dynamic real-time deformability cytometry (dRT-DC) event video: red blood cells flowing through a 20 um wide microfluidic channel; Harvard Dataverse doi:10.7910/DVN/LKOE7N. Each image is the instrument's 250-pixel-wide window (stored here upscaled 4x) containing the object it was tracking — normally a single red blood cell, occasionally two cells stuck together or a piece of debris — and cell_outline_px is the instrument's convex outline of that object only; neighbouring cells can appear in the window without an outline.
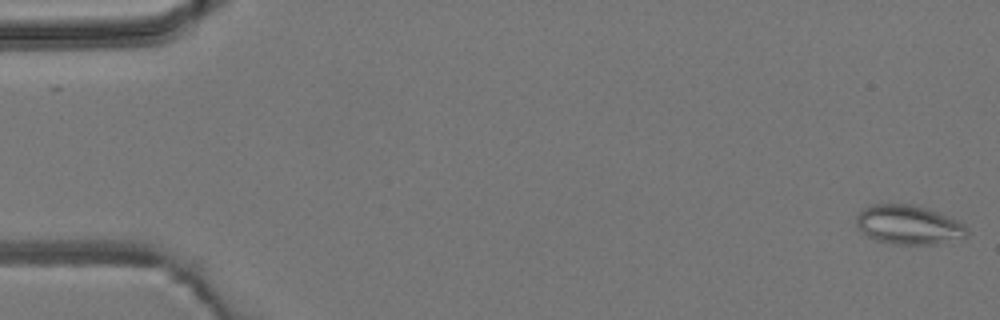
{"species": "common noctule bat (a hibernating species)", "species_latin": "Nyctalus noctula", "temperature_condition": "room temperature", "stored_images_in_passage": 2, "camera_frame_rate_fps": 3000, "um_per_image_px": 0.085, "animal": {"sex": "male", "body_mass_g": 19.2, "forearm_length_mm": 51.8}, "frame": {"image": 1, "passage_image": 2, "time_ms": 1.333, "image_size_px": [1000, 320], "cell_outline_px": [[968, 236], [936, 244], [892, 244], [876, 240], [868, 236], [856, 224], [856, 216], [864, 208], [872, 204], [912, 204], [940, 212], [960, 220], [964, 224], [968, 232]], "centroid_in_image_um": [77.26, 19.1], "position_along_channel_um": 7.7, "area_um2": 25.32}}